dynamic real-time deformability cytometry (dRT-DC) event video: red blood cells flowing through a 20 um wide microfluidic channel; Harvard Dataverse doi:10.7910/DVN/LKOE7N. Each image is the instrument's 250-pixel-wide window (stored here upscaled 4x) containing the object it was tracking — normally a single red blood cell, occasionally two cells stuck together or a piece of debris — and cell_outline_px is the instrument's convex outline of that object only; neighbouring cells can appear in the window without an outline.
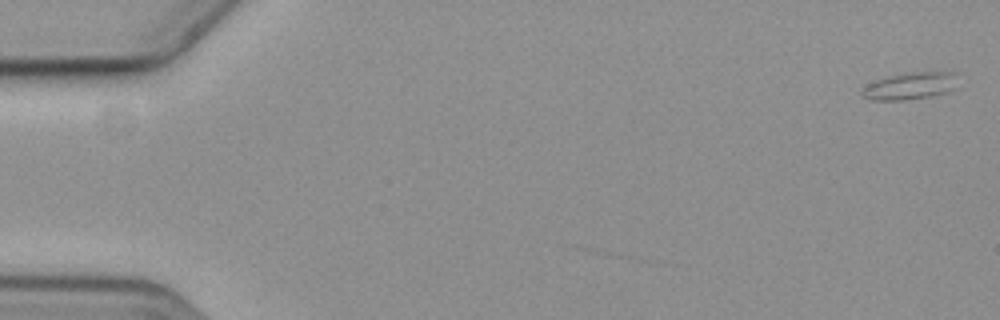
{"species": "common noctule bat (a hibernating species)", "species_latin": "Nyctalus noctula", "temperature_condition": "cold", "stored_images_in_passage": 2, "camera_frame_rate_fps": 3000, "um_per_image_px": 0.085, "animal": {"sex": "female", "body_mass_g": 19.3, "forearm_length_mm": 54.1}, "frame": {"image": 1, "passage_image": 2, "time_ms": 1.333, "image_size_px": [1000, 320], "cell_outline_px": [[956, 72], [952, 88], [948, 92], [928, 96], [900, 100], [872, 100], [864, 96], [860, 92], [868, 84], [876, 80], [888, 76], [904, 72]], "centroid_in_image_um": [77.31, 7.29], "position_along_channel_um": 7.7, "area_um2": 14.74}}